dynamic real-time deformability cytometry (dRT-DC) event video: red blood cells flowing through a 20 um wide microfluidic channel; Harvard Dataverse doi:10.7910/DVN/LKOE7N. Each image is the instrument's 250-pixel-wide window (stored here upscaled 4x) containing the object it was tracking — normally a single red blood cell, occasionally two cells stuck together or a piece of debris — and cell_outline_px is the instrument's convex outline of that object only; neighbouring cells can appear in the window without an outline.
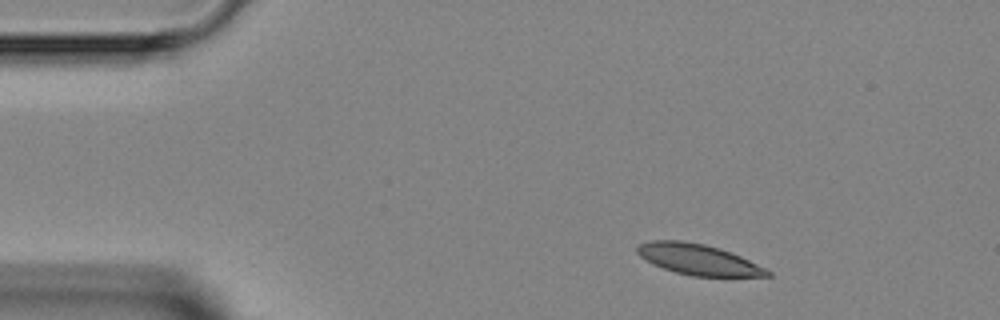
{"species": "Egyptian fruit bat (a non-hibernating species)", "species_latin": "Rousettus aegyptiacus", "temperature_condition": "room temperature", "stored_images_in_passage": 4, "camera_frame_rate_fps": 3000, "um_per_image_px": 0.085, "animal": {"sex": "female"}, "frame": {"image": 1, "passage_image": 1, "time_ms": 0.0, "image_size_px": [1000, 320], "cell_outline_px": [[772, 276], [692, 276], [676, 272], [652, 264], [640, 256], [636, 252], [636, 248], [640, 244], [652, 240], [680, 240], [704, 244], [720, 248], [732, 252], [772, 272]], "centroid_in_image_um": [59.33, 22.05], "position_along_channel_um": 25.7, "area_um2": 23.12}}
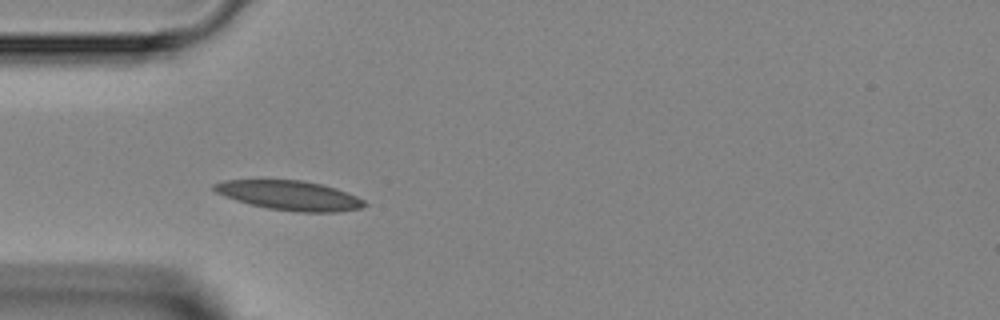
{"frame": {"image": 2, "passage_image": 3, "time_ms": 2.333, "image_size_px": [1000, 320], "cell_outline_px": [[368, 204], [360, 208], [336, 212], [296, 212], [268, 208], [236, 200], [224, 196], [216, 192], [212, 188], [212, 184], [224, 180], [304, 180], [336, 188], [348, 192], [364, 200]], "centroid_in_image_um": [24.62, 16.61], "position_along_channel_um": 60.4, "area_um2": 25.78}}
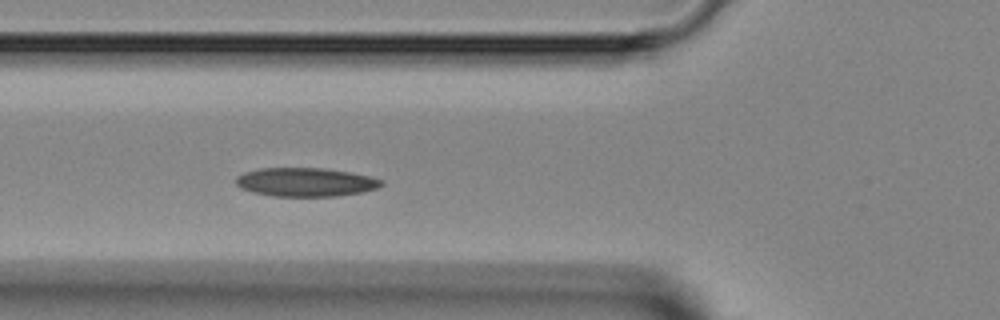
{"frame": {"image": 3, "passage_image": 4, "time_ms": 3.333, "image_size_px": [1000, 320], "cell_outline_px": [[384, 184], [380, 188], [360, 192], [336, 196], [272, 196], [252, 192], [240, 188], [236, 184], [236, 176], [244, 172], [260, 168], [324, 168], [372, 176], [384, 180]], "centroid_in_image_um": [25.99, 15.48], "position_along_channel_um": 99.8, "area_um2": 24.51}}